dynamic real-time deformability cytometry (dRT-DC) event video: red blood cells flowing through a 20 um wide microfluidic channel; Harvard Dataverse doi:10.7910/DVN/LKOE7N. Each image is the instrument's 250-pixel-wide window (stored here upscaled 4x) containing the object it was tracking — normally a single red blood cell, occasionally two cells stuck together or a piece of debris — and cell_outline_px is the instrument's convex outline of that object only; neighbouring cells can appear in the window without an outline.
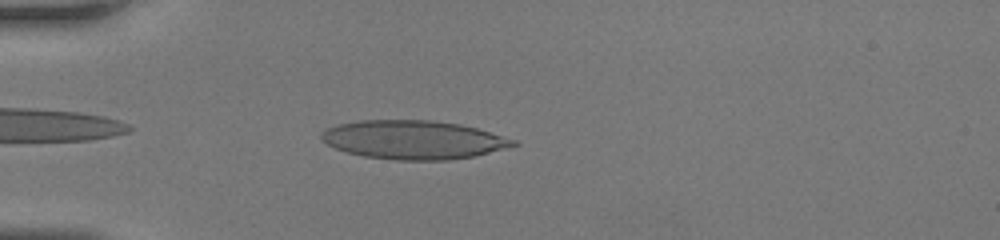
{"species": "human", "species_latin": "Homo sapiens", "temperature_condition": "room temperature", "stored_images_in_passage": 34, "camera_frame_rate_fps": 3000, "um_per_image_px": 0.085, "donor": {"sex": "female"}, "frame": {"image": 1, "passage_image": 2, "time_ms": 0.333, "image_size_px": [1000, 240], "cell_outline_px": [[520, 144], [472, 156], [448, 160], [396, 160], [364, 156], [348, 152], [336, 148], [320, 140], [320, 132], [336, 124], [360, 120], [432, 120], [460, 124], [476, 128], [516, 140]], "centroid_in_image_um": [35.1, 11.87], "position_along_channel_um": 49.9, "area_um2": 43.06}}
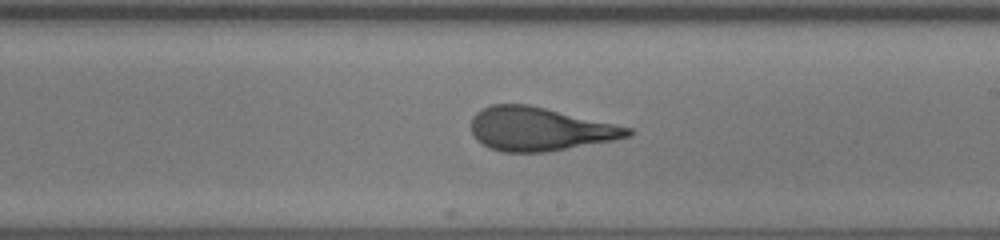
{"frame": {"image": 2, "passage_image": 16, "time_ms": 5.0, "image_size_px": [1000, 240], "cell_outline_px": [[632, 136], [612, 140], [548, 152], [504, 152], [488, 148], [480, 144], [476, 140], [472, 132], [472, 116], [476, 112], [492, 104], [528, 104], [632, 128]], "centroid_in_image_um": [45.83, 10.98], "position_along_channel_um": 243.2, "area_um2": 39.59}}
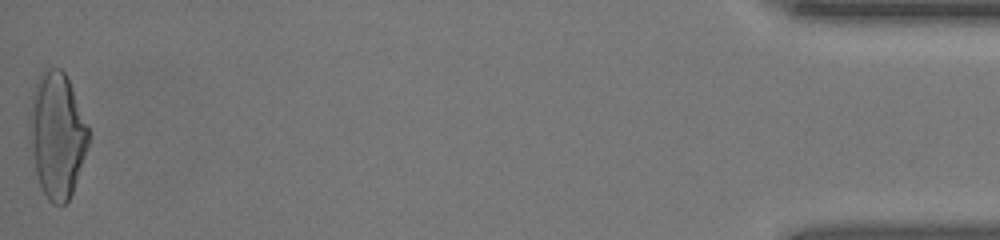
{"frame": {"image": 3, "passage_image": 34, "time_ms": 11.0, "image_size_px": [1000, 240], "cell_outline_px": [[88, 148], [72, 192], [68, 200], [64, 204], [52, 204], [48, 200], [40, 188], [32, 156], [28, 136], [28, 124], [32, 92], [40, 72], [48, 68], [60, 68], [64, 72], [72, 88], [88, 124]], "centroid_in_image_um": [4.82, 11.48], "position_along_channel_um": 430.4, "area_um2": 43.35}}